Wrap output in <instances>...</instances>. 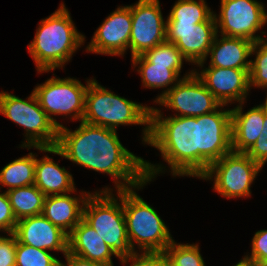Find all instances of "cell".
Wrapping results in <instances>:
<instances>
[{
    "label": "cell",
    "mask_w": 267,
    "mask_h": 266,
    "mask_svg": "<svg viewBox=\"0 0 267 266\" xmlns=\"http://www.w3.org/2000/svg\"><path fill=\"white\" fill-rule=\"evenodd\" d=\"M250 254L244 255L243 259L256 265L267 259V229L258 230L254 233L251 241Z\"/></svg>",
    "instance_id": "32"
},
{
    "label": "cell",
    "mask_w": 267,
    "mask_h": 266,
    "mask_svg": "<svg viewBox=\"0 0 267 266\" xmlns=\"http://www.w3.org/2000/svg\"><path fill=\"white\" fill-rule=\"evenodd\" d=\"M257 266H267V259L260 261Z\"/></svg>",
    "instance_id": "39"
},
{
    "label": "cell",
    "mask_w": 267,
    "mask_h": 266,
    "mask_svg": "<svg viewBox=\"0 0 267 266\" xmlns=\"http://www.w3.org/2000/svg\"><path fill=\"white\" fill-rule=\"evenodd\" d=\"M53 75L33 89L41 108L58 128L64 124L57 121L56 116L81 122L85 112L86 90L93 78L87 79L84 85L81 80L73 77L59 78Z\"/></svg>",
    "instance_id": "8"
},
{
    "label": "cell",
    "mask_w": 267,
    "mask_h": 266,
    "mask_svg": "<svg viewBox=\"0 0 267 266\" xmlns=\"http://www.w3.org/2000/svg\"><path fill=\"white\" fill-rule=\"evenodd\" d=\"M262 133L246 154L262 168L267 163V140Z\"/></svg>",
    "instance_id": "35"
},
{
    "label": "cell",
    "mask_w": 267,
    "mask_h": 266,
    "mask_svg": "<svg viewBox=\"0 0 267 266\" xmlns=\"http://www.w3.org/2000/svg\"><path fill=\"white\" fill-rule=\"evenodd\" d=\"M83 219L103 239L119 261L135 253L126 232L122 190L114 191V188L105 186L91 192L83 206Z\"/></svg>",
    "instance_id": "5"
},
{
    "label": "cell",
    "mask_w": 267,
    "mask_h": 266,
    "mask_svg": "<svg viewBox=\"0 0 267 266\" xmlns=\"http://www.w3.org/2000/svg\"><path fill=\"white\" fill-rule=\"evenodd\" d=\"M6 193L17 221L42 213L46 195L34 184L14 188Z\"/></svg>",
    "instance_id": "25"
},
{
    "label": "cell",
    "mask_w": 267,
    "mask_h": 266,
    "mask_svg": "<svg viewBox=\"0 0 267 266\" xmlns=\"http://www.w3.org/2000/svg\"><path fill=\"white\" fill-rule=\"evenodd\" d=\"M150 182L146 179L132 188L122 189L126 232L135 252H164L174 241L169 227L155 208L136 192Z\"/></svg>",
    "instance_id": "6"
},
{
    "label": "cell",
    "mask_w": 267,
    "mask_h": 266,
    "mask_svg": "<svg viewBox=\"0 0 267 266\" xmlns=\"http://www.w3.org/2000/svg\"><path fill=\"white\" fill-rule=\"evenodd\" d=\"M151 106L128 100L99 84L95 77L88 83L85 94V112L82 121L110 128L142 125V143L150 138Z\"/></svg>",
    "instance_id": "4"
},
{
    "label": "cell",
    "mask_w": 267,
    "mask_h": 266,
    "mask_svg": "<svg viewBox=\"0 0 267 266\" xmlns=\"http://www.w3.org/2000/svg\"><path fill=\"white\" fill-rule=\"evenodd\" d=\"M234 266H257V265L255 263L244 260L242 257L241 260H239L238 263H236Z\"/></svg>",
    "instance_id": "38"
},
{
    "label": "cell",
    "mask_w": 267,
    "mask_h": 266,
    "mask_svg": "<svg viewBox=\"0 0 267 266\" xmlns=\"http://www.w3.org/2000/svg\"><path fill=\"white\" fill-rule=\"evenodd\" d=\"M241 102L231 108L232 151L246 153L256 142L265 120L264 103L250 108L244 113Z\"/></svg>",
    "instance_id": "19"
},
{
    "label": "cell",
    "mask_w": 267,
    "mask_h": 266,
    "mask_svg": "<svg viewBox=\"0 0 267 266\" xmlns=\"http://www.w3.org/2000/svg\"><path fill=\"white\" fill-rule=\"evenodd\" d=\"M124 266H168L164 252H135L131 257L120 261ZM131 263V264H129ZM129 264V265H127Z\"/></svg>",
    "instance_id": "31"
},
{
    "label": "cell",
    "mask_w": 267,
    "mask_h": 266,
    "mask_svg": "<svg viewBox=\"0 0 267 266\" xmlns=\"http://www.w3.org/2000/svg\"><path fill=\"white\" fill-rule=\"evenodd\" d=\"M85 39L74 25L70 11L61 2L55 12L40 20L27 50L38 74L49 73L64 69L73 54L83 47Z\"/></svg>",
    "instance_id": "3"
},
{
    "label": "cell",
    "mask_w": 267,
    "mask_h": 266,
    "mask_svg": "<svg viewBox=\"0 0 267 266\" xmlns=\"http://www.w3.org/2000/svg\"><path fill=\"white\" fill-rule=\"evenodd\" d=\"M262 169L246 153L231 151L210 164L199 179L213 181V191L225 199L248 198Z\"/></svg>",
    "instance_id": "9"
},
{
    "label": "cell",
    "mask_w": 267,
    "mask_h": 266,
    "mask_svg": "<svg viewBox=\"0 0 267 266\" xmlns=\"http://www.w3.org/2000/svg\"><path fill=\"white\" fill-rule=\"evenodd\" d=\"M65 262L60 260V266H107L98 262L90 261L84 258H81L77 255H74L70 252H67L64 255Z\"/></svg>",
    "instance_id": "36"
},
{
    "label": "cell",
    "mask_w": 267,
    "mask_h": 266,
    "mask_svg": "<svg viewBox=\"0 0 267 266\" xmlns=\"http://www.w3.org/2000/svg\"><path fill=\"white\" fill-rule=\"evenodd\" d=\"M14 234L20 243L34 248L61 252L63 256L68 252V234L42 214L17 221Z\"/></svg>",
    "instance_id": "17"
},
{
    "label": "cell",
    "mask_w": 267,
    "mask_h": 266,
    "mask_svg": "<svg viewBox=\"0 0 267 266\" xmlns=\"http://www.w3.org/2000/svg\"><path fill=\"white\" fill-rule=\"evenodd\" d=\"M205 0H177L166 18V23H202L208 21L214 11Z\"/></svg>",
    "instance_id": "26"
},
{
    "label": "cell",
    "mask_w": 267,
    "mask_h": 266,
    "mask_svg": "<svg viewBox=\"0 0 267 266\" xmlns=\"http://www.w3.org/2000/svg\"><path fill=\"white\" fill-rule=\"evenodd\" d=\"M170 266H206L198 243H177L175 240L164 251Z\"/></svg>",
    "instance_id": "27"
},
{
    "label": "cell",
    "mask_w": 267,
    "mask_h": 266,
    "mask_svg": "<svg viewBox=\"0 0 267 266\" xmlns=\"http://www.w3.org/2000/svg\"><path fill=\"white\" fill-rule=\"evenodd\" d=\"M220 12H214L217 34L257 42L267 38V12L257 0H221ZM261 34H256V33Z\"/></svg>",
    "instance_id": "10"
},
{
    "label": "cell",
    "mask_w": 267,
    "mask_h": 266,
    "mask_svg": "<svg viewBox=\"0 0 267 266\" xmlns=\"http://www.w3.org/2000/svg\"><path fill=\"white\" fill-rule=\"evenodd\" d=\"M204 64V61L199 62L194 66V72L221 105L247 101L251 90L249 69L205 67Z\"/></svg>",
    "instance_id": "15"
},
{
    "label": "cell",
    "mask_w": 267,
    "mask_h": 266,
    "mask_svg": "<svg viewBox=\"0 0 267 266\" xmlns=\"http://www.w3.org/2000/svg\"><path fill=\"white\" fill-rule=\"evenodd\" d=\"M262 130V134L265 135L264 137H266L267 140V98H265V120Z\"/></svg>",
    "instance_id": "37"
},
{
    "label": "cell",
    "mask_w": 267,
    "mask_h": 266,
    "mask_svg": "<svg viewBox=\"0 0 267 266\" xmlns=\"http://www.w3.org/2000/svg\"><path fill=\"white\" fill-rule=\"evenodd\" d=\"M156 104L168 108L167 111L176 112L170 116L183 117L208 114L221 106L195 72L182 78Z\"/></svg>",
    "instance_id": "12"
},
{
    "label": "cell",
    "mask_w": 267,
    "mask_h": 266,
    "mask_svg": "<svg viewBox=\"0 0 267 266\" xmlns=\"http://www.w3.org/2000/svg\"><path fill=\"white\" fill-rule=\"evenodd\" d=\"M253 55L255 58L252 59ZM250 89L267 90V38L254 42L249 69ZM267 98V93H266Z\"/></svg>",
    "instance_id": "29"
},
{
    "label": "cell",
    "mask_w": 267,
    "mask_h": 266,
    "mask_svg": "<svg viewBox=\"0 0 267 266\" xmlns=\"http://www.w3.org/2000/svg\"><path fill=\"white\" fill-rule=\"evenodd\" d=\"M160 109L162 108L151 106L150 138L147 145L159 150L169 169L161 163L152 164L144 160L146 178L153 181L167 170L173 177L198 178L197 116H164Z\"/></svg>",
    "instance_id": "2"
},
{
    "label": "cell",
    "mask_w": 267,
    "mask_h": 266,
    "mask_svg": "<svg viewBox=\"0 0 267 266\" xmlns=\"http://www.w3.org/2000/svg\"><path fill=\"white\" fill-rule=\"evenodd\" d=\"M153 65L168 66V69H182L188 60L182 55L179 48L169 41H164L142 54Z\"/></svg>",
    "instance_id": "28"
},
{
    "label": "cell",
    "mask_w": 267,
    "mask_h": 266,
    "mask_svg": "<svg viewBox=\"0 0 267 266\" xmlns=\"http://www.w3.org/2000/svg\"><path fill=\"white\" fill-rule=\"evenodd\" d=\"M17 220L13 214L8 195L0 189V232L14 233Z\"/></svg>",
    "instance_id": "33"
},
{
    "label": "cell",
    "mask_w": 267,
    "mask_h": 266,
    "mask_svg": "<svg viewBox=\"0 0 267 266\" xmlns=\"http://www.w3.org/2000/svg\"><path fill=\"white\" fill-rule=\"evenodd\" d=\"M35 165L36 153L33 152L6 164L0 171V189L7 187L5 191H9L34 184Z\"/></svg>",
    "instance_id": "24"
},
{
    "label": "cell",
    "mask_w": 267,
    "mask_h": 266,
    "mask_svg": "<svg viewBox=\"0 0 267 266\" xmlns=\"http://www.w3.org/2000/svg\"><path fill=\"white\" fill-rule=\"evenodd\" d=\"M253 44L254 42L244 38L216 34L204 62L209 57L208 67L250 69Z\"/></svg>",
    "instance_id": "21"
},
{
    "label": "cell",
    "mask_w": 267,
    "mask_h": 266,
    "mask_svg": "<svg viewBox=\"0 0 267 266\" xmlns=\"http://www.w3.org/2000/svg\"><path fill=\"white\" fill-rule=\"evenodd\" d=\"M68 252L90 261L114 266V253L83 218L68 234Z\"/></svg>",
    "instance_id": "22"
},
{
    "label": "cell",
    "mask_w": 267,
    "mask_h": 266,
    "mask_svg": "<svg viewBox=\"0 0 267 266\" xmlns=\"http://www.w3.org/2000/svg\"><path fill=\"white\" fill-rule=\"evenodd\" d=\"M216 34L214 15L198 24L166 23V41L174 43L192 65L206 59Z\"/></svg>",
    "instance_id": "16"
},
{
    "label": "cell",
    "mask_w": 267,
    "mask_h": 266,
    "mask_svg": "<svg viewBox=\"0 0 267 266\" xmlns=\"http://www.w3.org/2000/svg\"><path fill=\"white\" fill-rule=\"evenodd\" d=\"M117 133L84 121L75 130L63 126L59 128L57 145L49 147V153L107 174L113 180L114 191L132 188L147 179L144 159L124 147Z\"/></svg>",
    "instance_id": "1"
},
{
    "label": "cell",
    "mask_w": 267,
    "mask_h": 266,
    "mask_svg": "<svg viewBox=\"0 0 267 266\" xmlns=\"http://www.w3.org/2000/svg\"><path fill=\"white\" fill-rule=\"evenodd\" d=\"M131 58L166 41V19L159 0H138L131 5Z\"/></svg>",
    "instance_id": "13"
},
{
    "label": "cell",
    "mask_w": 267,
    "mask_h": 266,
    "mask_svg": "<svg viewBox=\"0 0 267 266\" xmlns=\"http://www.w3.org/2000/svg\"><path fill=\"white\" fill-rule=\"evenodd\" d=\"M0 114L24 129L25 140L19 146L55 147L57 145L59 128L41 108L33 90L26 99L1 91Z\"/></svg>",
    "instance_id": "7"
},
{
    "label": "cell",
    "mask_w": 267,
    "mask_h": 266,
    "mask_svg": "<svg viewBox=\"0 0 267 266\" xmlns=\"http://www.w3.org/2000/svg\"><path fill=\"white\" fill-rule=\"evenodd\" d=\"M132 68L140 75L142 86L146 89H160L162 93H158L154 99L155 104L162 96H164L171 88H173L182 78L190 76L194 72V68L185 72L181 77L182 69H168V66L153 65L142 54L131 58Z\"/></svg>",
    "instance_id": "23"
},
{
    "label": "cell",
    "mask_w": 267,
    "mask_h": 266,
    "mask_svg": "<svg viewBox=\"0 0 267 266\" xmlns=\"http://www.w3.org/2000/svg\"><path fill=\"white\" fill-rule=\"evenodd\" d=\"M21 149H37L39 152L47 153L41 158H37L35 165V181L34 185L46 196L59 195L74 192L76 184L70 171L64 166H60L55 162L53 157H49V147L39 146H19Z\"/></svg>",
    "instance_id": "18"
},
{
    "label": "cell",
    "mask_w": 267,
    "mask_h": 266,
    "mask_svg": "<svg viewBox=\"0 0 267 266\" xmlns=\"http://www.w3.org/2000/svg\"><path fill=\"white\" fill-rule=\"evenodd\" d=\"M17 238L14 233L0 234V266H15Z\"/></svg>",
    "instance_id": "34"
},
{
    "label": "cell",
    "mask_w": 267,
    "mask_h": 266,
    "mask_svg": "<svg viewBox=\"0 0 267 266\" xmlns=\"http://www.w3.org/2000/svg\"><path fill=\"white\" fill-rule=\"evenodd\" d=\"M221 105L217 110L197 116L198 178L210 164L232 151L231 108Z\"/></svg>",
    "instance_id": "11"
},
{
    "label": "cell",
    "mask_w": 267,
    "mask_h": 266,
    "mask_svg": "<svg viewBox=\"0 0 267 266\" xmlns=\"http://www.w3.org/2000/svg\"><path fill=\"white\" fill-rule=\"evenodd\" d=\"M69 192L59 195L46 196L42 215L51 223L61 228L69 234L83 218V206L86 198L91 193L90 191H79L77 196L72 194L78 193Z\"/></svg>",
    "instance_id": "20"
},
{
    "label": "cell",
    "mask_w": 267,
    "mask_h": 266,
    "mask_svg": "<svg viewBox=\"0 0 267 266\" xmlns=\"http://www.w3.org/2000/svg\"><path fill=\"white\" fill-rule=\"evenodd\" d=\"M131 29V5L118 6L96 29L85 51L124 57L129 51Z\"/></svg>",
    "instance_id": "14"
},
{
    "label": "cell",
    "mask_w": 267,
    "mask_h": 266,
    "mask_svg": "<svg viewBox=\"0 0 267 266\" xmlns=\"http://www.w3.org/2000/svg\"><path fill=\"white\" fill-rule=\"evenodd\" d=\"M15 266H60V260L50 251L37 249L17 240Z\"/></svg>",
    "instance_id": "30"
}]
</instances>
